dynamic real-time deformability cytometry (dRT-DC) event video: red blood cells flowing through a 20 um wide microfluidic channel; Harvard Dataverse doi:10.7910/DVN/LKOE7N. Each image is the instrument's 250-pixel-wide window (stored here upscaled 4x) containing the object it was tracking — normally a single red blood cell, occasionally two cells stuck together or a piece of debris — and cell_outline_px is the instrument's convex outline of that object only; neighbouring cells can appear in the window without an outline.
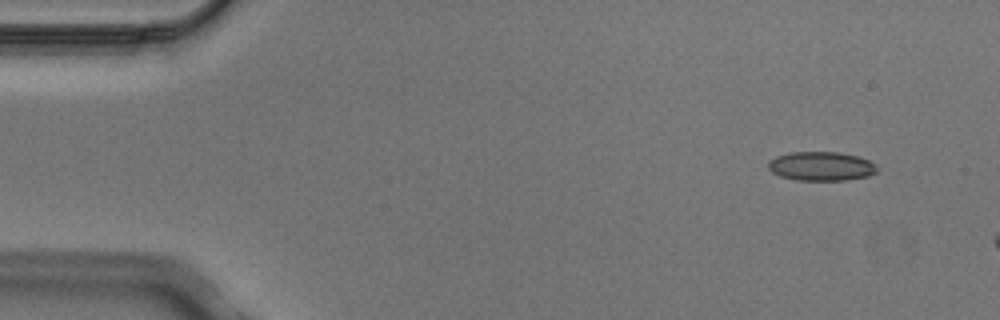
{"species": "Egyptian fruit bat (a non-hibernating species)", "species_latin": "Rousettus aegyptiacus", "temperature_condition": "cold", "stored_images_in_passage": 2, "camera_frame_rate_fps": 3000, "um_per_image_px": 0.085, "animal": {"sex": "male"}, "frame": {"image": 1, "passage_image": 1, "time_ms": 0.0, "image_size_px": [1000, 320], "cell_outline_px": [[880, 168], [876, 172], [868, 176], [848, 180], [796, 180], [780, 176], [772, 172], [768, 168], [768, 160], [776, 156], [792, 152], [840, 152], [856, 156], [868, 160], [876, 164]], "centroid_in_image_um": [69.81, 14.13], "position_along_channel_um": 15.2, "area_um2": 18.55}}